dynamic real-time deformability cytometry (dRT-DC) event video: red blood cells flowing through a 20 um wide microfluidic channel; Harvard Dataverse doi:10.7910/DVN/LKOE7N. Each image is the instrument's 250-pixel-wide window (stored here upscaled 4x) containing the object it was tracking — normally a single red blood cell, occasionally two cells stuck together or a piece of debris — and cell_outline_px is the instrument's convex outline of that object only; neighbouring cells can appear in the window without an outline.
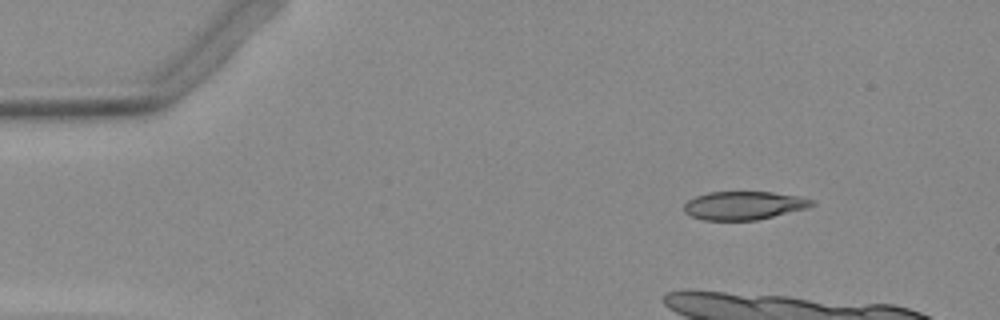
{"species": "Egyptian fruit bat (a non-hibernating species)", "species_latin": "Rousettus aegyptiacus", "temperature_condition": "warm", "stored_images_in_passage": 8, "camera_frame_rate_fps": 3000, "um_per_image_px": 0.085, "animal": {"sex": "female"}, "frame": {"image": 1, "passage_image": 1, "time_ms": 0.0, "image_size_px": [1000, 320], "cell_outline_px": [[816, 204], [808, 208], [756, 220], [704, 220], [692, 216], [684, 212], [684, 204], [688, 200], [696, 196], [708, 192], [772, 192], [796, 196], [816, 200]], "centroid_in_image_um": [63.24, 17.46], "position_along_channel_um": 21.8, "area_um2": 21.1}}